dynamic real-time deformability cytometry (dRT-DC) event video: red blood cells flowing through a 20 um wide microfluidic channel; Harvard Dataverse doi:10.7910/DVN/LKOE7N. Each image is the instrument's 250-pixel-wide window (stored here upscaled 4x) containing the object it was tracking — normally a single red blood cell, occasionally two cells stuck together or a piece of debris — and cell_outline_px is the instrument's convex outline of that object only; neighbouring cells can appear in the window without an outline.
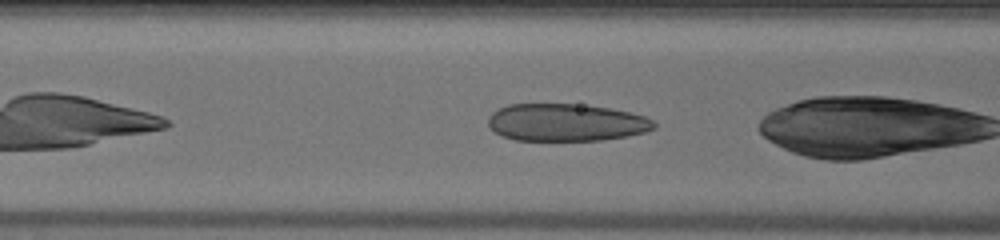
{"species": "human", "species_latin": "Homo sapiens", "temperature_condition": "warm", "stored_images_in_passage": 35, "camera_frame_rate_fps": 3000, "um_per_image_px": 0.085, "donor": {"sex": "male"}, "frame": {"image": 1, "passage_image": 5, "time_ms": 1.333, "image_size_px": [1000, 240], "cell_outline_px": [[656, 128], [644, 132], [628, 136], [600, 140], [516, 140], [504, 136], [496, 132], [488, 124], [488, 116], [492, 112], [508, 104], [580, 104], [608, 108], [628, 112], [644, 116], [652, 120], [656, 124]], "centroid_in_image_um": [48.12, 10.4], "position_along_channel_um": 118.5, "area_um2": 36.01}}
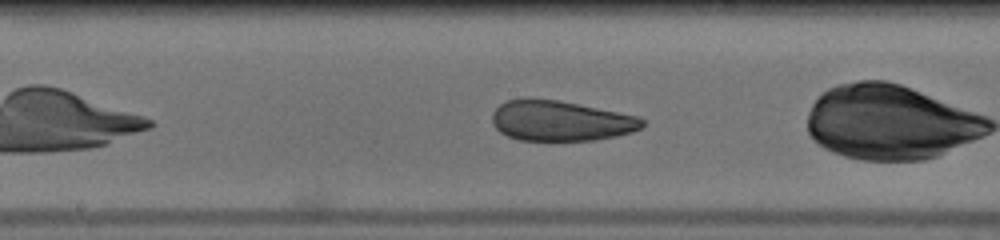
{"frame": {"image": 2, "passage_image": 11, "time_ms": 3.333, "image_size_px": [1000, 240], "cell_outline_px": [[644, 124], [640, 128], [632, 132], [616, 136], [596, 140], [520, 140], [508, 136], [500, 132], [492, 124], [492, 112], [500, 104], [508, 100], [528, 96], [556, 100], [640, 116], [644, 120]], "centroid_in_image_um": [47.62, 10.25], "position_along_channel_um": 200.6, "area_um2": 35.49}}
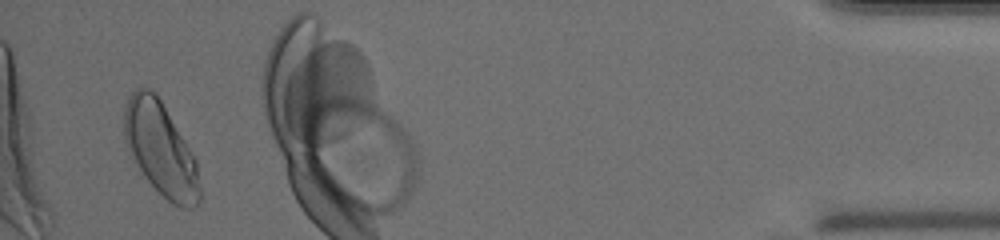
{"frame": {"image": 3, "passage_image": 33, "time_ms": 10.667, "image_size_px": [1000, 240], "cell_outline_px": [[200, 200], [192, 208], [180, 208], [172, 204], [144, 176], [128, 148], [124, 140], [124, 108], [128, 96], [136, 88], [148, 88], [156, 92], [196, 160], [200, 188]], "centroid_in_image_um": [13.65, 12.65], "position_along_channel_um": 421.6, "area_um2": 40.52}, "authors_computed_cell_mechanics": {"area_um2": 36.6452, "velocity_mm_per_s": 4.0956, "shape_relaxation_time_tau1_ms": 5.6238, "shape_relaxation_time_tau2_ms": 0.8496, "deformation_change_tau1": 0.1575, "deformation_change_tau2": 0.0556}}